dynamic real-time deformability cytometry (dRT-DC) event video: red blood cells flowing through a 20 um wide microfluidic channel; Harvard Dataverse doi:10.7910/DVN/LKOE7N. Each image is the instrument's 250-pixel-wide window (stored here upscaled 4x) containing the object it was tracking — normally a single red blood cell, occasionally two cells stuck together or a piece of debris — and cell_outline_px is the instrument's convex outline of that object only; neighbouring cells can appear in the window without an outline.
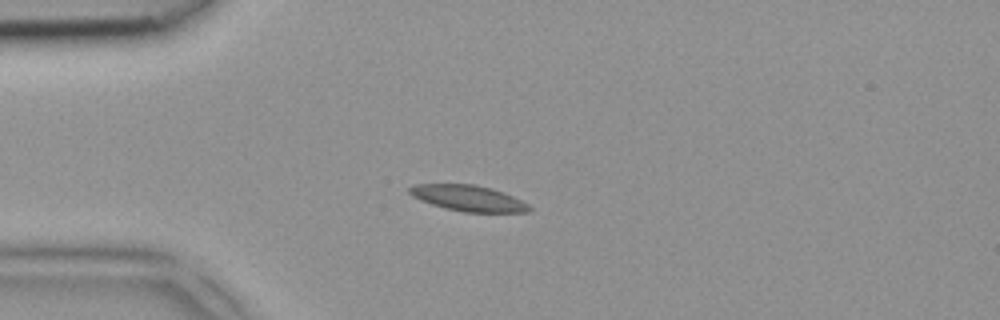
{"species": "common noctule bat (a hibernating species)", "species_latin": "Nyctalus noctula", "temperature_condition": "room temperature", "stored_images_in_passage": 4, "camera_frame_rate_fps": 3000, "um_per_image_px": 0.085, "animal": {"sex": "female", "body_mass_g": 18.4}, "frame": {"image": 1, "passage_image": 3, "time_ms": 0.667, "image_size_px": [1000, 320], "cell_outline_px": [[532, 208], [528, 212], [464, 212], [444, 208], [432, 204], [412, 196], [408, 192], [408, 188], [416, 184], [472, 184], [488, 188], [512, 196], [528, 204]], "centroid_in_image_um": [39.77, 16.85], "position_along_channel_um": 45.2, "area_um2": 17.74}}